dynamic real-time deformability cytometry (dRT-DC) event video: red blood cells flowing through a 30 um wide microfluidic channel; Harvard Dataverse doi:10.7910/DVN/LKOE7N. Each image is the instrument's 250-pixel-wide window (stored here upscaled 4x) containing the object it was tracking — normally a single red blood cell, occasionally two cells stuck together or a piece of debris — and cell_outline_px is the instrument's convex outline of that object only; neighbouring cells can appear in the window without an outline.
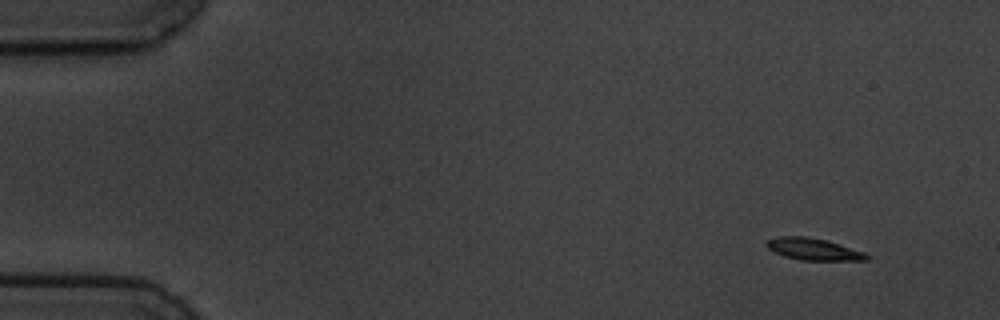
{"species": "common noctule bat (a hibernating species)", "species_latin": "Nyctalus noctula", "temperature_condition": "cold", "stored_images_in_passage": 14, "camera_frame_rate_fps": 3000, "um_per_image_px": 0.085, "animal": {"sex": "male", "body_mass_g": 19.5, "forearm_length_mm": 54.6}, "frame": {"image": 1, "passage_image": 1, "time_ms": 0.0, "image_size_px": [1000, 320], "cell_outline_px": [[872, 256], [868, 260], [800, 260], [784, 256], [768, 248], [764, 244], [768, 240], [776, 236], [804, 236], [824, 240], [864, 252]], "centroid_in_image_um": [69.13, 21.18], "position_along_channel_um": 15.9, "area_um2": 12.6}}
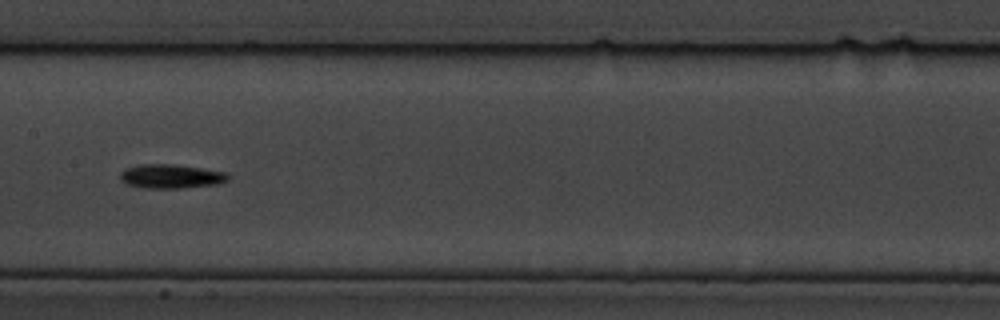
{"frame": {"image": 2, "passage_image": 7, "time_ms": 8.0, "image_size_px": [1000, 320], "cell_outline_px": [[228, 180], [220, 184], [180, 188], [144, 188], [128, 184], [120, 180], [120, 172], [128, 168], [140, 164], [176, 164], [224, 172], [228, 176]], "centroid_in_image_um": [14.52, 14.99], "position_along_channel_um": 192.9, "area_um2": 15.03}}
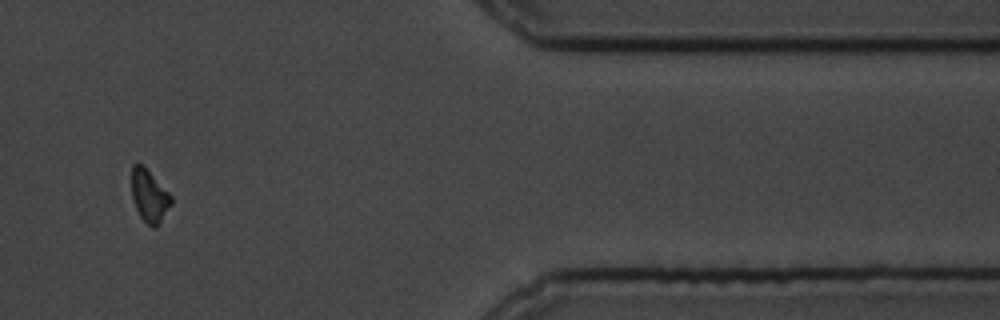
{"frame": {"image": 3, "passage_image": 12, "time_ms": 14.667, "image_size_px": [1000, 320], "cell_outline_px": [[172, 204], [156, 228], [152, 228], [140, 216], [136, 208], [132, 196], [132, 164], [140, 164], [172, 196]], "centroid_in_image_um": [12.7, 16.7], "position_along_channel_um": 398.7, "area_um2": 11.68}, "authors_computed_cell_mechanics": {"area_um2": 13.0917, "velocity_mm_per_s": 3.578, "shape_relaxation_time_tau1_ms": 1.9115, "shape_relaxation_time_tau2_ms": null, "deformation_change_tau1": 0.0756, "deformation_change_tau2": null}}